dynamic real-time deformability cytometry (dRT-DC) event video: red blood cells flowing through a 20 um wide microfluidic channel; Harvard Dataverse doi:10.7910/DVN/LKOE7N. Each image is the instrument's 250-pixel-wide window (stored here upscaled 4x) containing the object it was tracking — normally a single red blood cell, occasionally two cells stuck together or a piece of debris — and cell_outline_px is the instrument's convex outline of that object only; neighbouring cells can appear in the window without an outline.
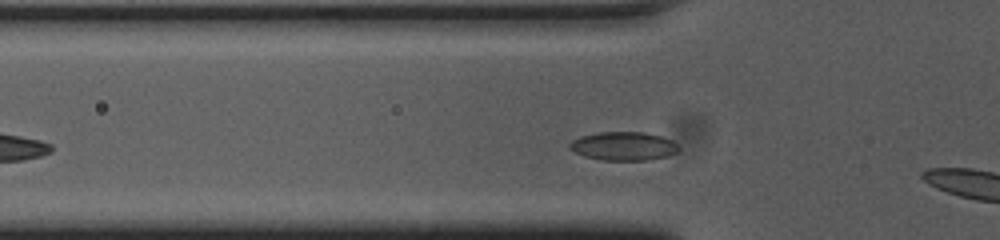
{"species": "common noctule bat (a hibernating species)", "species_latin": "Nyctalus noctula", "temperature_condition": "cold", "stored_images_in_passage": 9, "camera_frame_rate_fps": 3000, "um_per_image_px": 0.085, "animal": {"sex": "female", "body_mass_g": 23.0, "forearm_length_mm": 53.4}, "frame": {"image": 1, "passage_image": 7, "time_ms": 2.0, "image_size_px": [1000, 240], "cell_outline_px": [[680, 148], [676, 152], [664, 156], [648, 160], [600, 160], [584, 156], [568, 148], [568, 144], [572, 140], [580, 136], [600, 132], [644, 132], [660, 136], [672, 140]], "centroid_in_image_um": [52.96, 12.41], "position_along_channel_um": 72.8, "area_um2": 18.09}}